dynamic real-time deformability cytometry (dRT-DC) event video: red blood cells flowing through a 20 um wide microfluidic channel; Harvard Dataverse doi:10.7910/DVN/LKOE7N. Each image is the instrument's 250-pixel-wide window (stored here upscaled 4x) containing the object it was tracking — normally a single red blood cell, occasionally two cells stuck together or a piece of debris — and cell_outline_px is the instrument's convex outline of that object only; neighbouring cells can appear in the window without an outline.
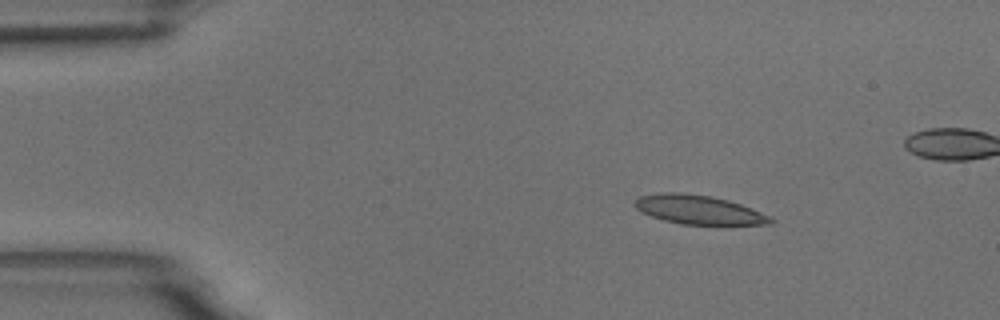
{"species": "common noctule bat (a hibernating species)", "species_latin": "Nyctalus noctula", "temperature_condition": "room temperature", "stored_images_in_passage": 6, "camera_frame_rate_fps": 3000, "um_per_image_px": 0.085, "animal": {"sex": "male", "body_mass_g": 18.8}, "frame": {"image": 1, "passage_image": 3, "time_ms": 2.333, "image_size_px": [1000, 320], "cell_outline_px": [[776, 220], [772, 224], [680, 224], [664, 220], [640, 212], [632, 204], [640, 196], [660, 192], [680, 192], [712, 196], [728, 200], [740, 204], [772, 216]], "centroid_in_image_um": [59.39, 17.82], "position_along_channel_um": 25.6, "area_um2": 23.0}}